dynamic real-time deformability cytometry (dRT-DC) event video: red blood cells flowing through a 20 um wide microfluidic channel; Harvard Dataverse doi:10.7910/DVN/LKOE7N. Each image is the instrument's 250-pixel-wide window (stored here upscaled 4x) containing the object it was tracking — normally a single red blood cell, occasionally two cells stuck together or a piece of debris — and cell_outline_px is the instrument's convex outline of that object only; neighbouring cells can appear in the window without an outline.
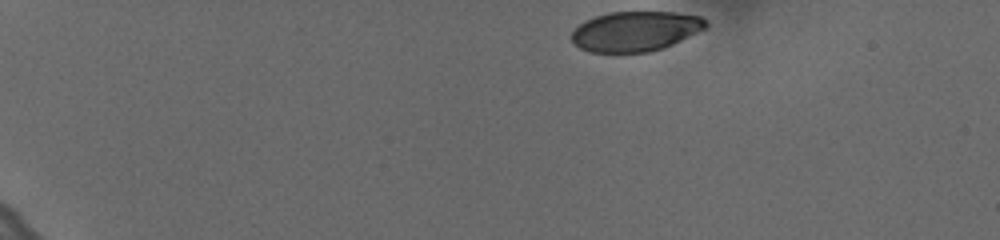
{"species": "human", "species_latin": "Homo sapiens", "temperature_condition": "cold", "stored_images_in_passage": 41, "camera_frame_rate_fps": 3000, "um_per_image_px": 0.085, "donor": {"sex": "female"}, "frame": {"image": 1, "passage_image": 1, "time_ms": 0.0, "image_size_px": [1000, 240], "cell_outline_px": [[708, 28], [672, 44], [648, 52], [588, 52], [580, 48], [572, 40], [572, 32], [584, 20], [608, 12], [672, 12], [700, 16], [708, 24]], "centroid_in_image_um": [54.01, 2.65], "position_along_channel_um": 31.0, "area_um2": 31.1}}
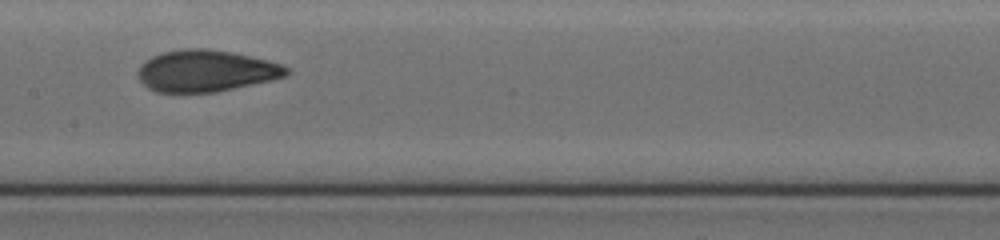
{"frame": {"image": 2, "passage_image": 23, "time_ms": 7.333, "image_size_px": [1000, 240], "cell_outline_px": [[292, 72], [288, 76], [272, 80], [216, 92], [156, 92], [148, 88], [140, 80], [136, 72], [140, 64], [152, 56], [160, 52], [188, 48], [204, 48], [232, 52], [268, 60], [292, 68]], "centroid_in_image_um": [17.53, 6.02], "position_along_channel_um": 189.9, "area_um2": 36.36}}
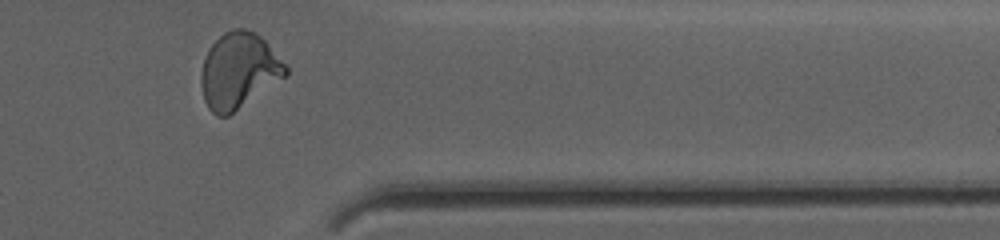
{"frame": {"image": 3, "passage_image": 40, "time_ms": 13.0, "image_size_px": [1000, 240], "cell_outline_px": [[288, 72], [284, 76], [228, 116], [216, 116], [208, 108], [204, 100], [200, 84], [200, 76], [204, 60], [212, 44], [224, 32], [232, 28], [244, 28], [256, 32], [268, 44], [288, 68]], "centroid_in_image_um": [20.25, 6.0], "position_along_channel_um": 391.1, "area_um2": 36.76}, "authors_computed_cell_mechanics": {"area_um2": 35.258, "velocity_mm_per_s": 3.636, "shape_relaxation_time_tau1_ms": 5.1452, "shape_relaxation_time_tau2_ms": 0.9361, "deformation_change_tau1": 0.1825, "deformation_change_tau2": 0.0563}}